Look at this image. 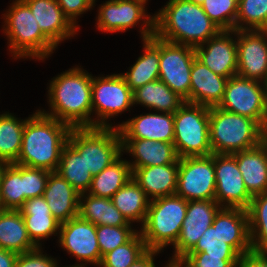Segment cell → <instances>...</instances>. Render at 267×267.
Masks as SVG:
<instances>
[{"instance_id": "44dd1931", "label": "cell", "mask_w": 267, "mask_h": 267, "mask_svg": "<svg viewBox=\"0 0 267 267\" xmlns=\"http://www.w3.org/2000/svg\"><path fill=\"white\" fill-rule=\"evenodd\" d=\"M190 80L189 103L207 107L220 104L228 78L214 73L195 58L191 67Z\"/></svg>"}, {"instance_id": "c3c4849f", "label": "cell", "mask_w": 267, "mask_h": 267, "mask_svg": "<svg viewBox=\"0 0 267 267\" xmlns=\"http://www.w3.org/2000/svg\"><path fill=\"white\" fill-rule=\"evenodd\" d=\"M160 251L148 249L139 259L132 263L129 267H155L154 255ZM172 264L169 262L167 266L170 267Z\"/></svg>"}, {"instance_id": "6da1fadb", "label": "cell", "mask_w": 267, "mask_h": 267, "mask_svg": "<svg viewBox=\"0 0 267 267\" xmlns=\"http://www.w3.org/2000/svg\"><path fill=\"white\" fill-rule=\"evenodd\" d=\"M31 116L26 119L21 150L15 163L56 172L71 127L40 111Z\"/></svg>"}, {"instance_id": "db71d44e", "label": "cell", "mask_w": 267, "mask_h": 267, "mask_svg": "<svg viewBox=\"0 0 267 267\" xmlns=\"http://www.w3.org/2000/svg\"><path fill=\"white\" fill-rule=\"evenodd\" d=\"M263 83H264L265 94H266V98H267V78H266V80Z\"/></svg>"}, {"instance_id": "7bdbcfd3", "label": "cell", "mask_w": 267, "mask_h": 267, "mask_svg": "<svg viewBox=\"0 0 267 267\" xmlns=\"http://www.w3.org/2000/svg\"><path fill=\"white\" fill-rule=\"evenodd\" d=\"M241 257H215L205 252H189L176 265L178 267H238Z\"/></svg>"}, {"instance_id": "d4e9b609", "label": "cell", "mask_w": 267, "mask_h": 267, "mask_svg": "<svg viewBox=\"0 0 267 267\" xmlns=\"http://www.w3.org/2000/svg\"><path fill=\"white\" fill-rule=\"evenodd\" d=\"M121 141L122 150L136 158L132 163L129 162L131 169L173 164L179 160L173 143L147 139H121Z\"/></svg>"}, {"instance_id": "ffe728a7", "label": "cell", "mask_w": 267, "mask_h": 267, "mask_svg": "<svg viewBox=\"0 0 267 267\" xmlns=\"http://www.w3.org/2000/svg\"><path fill=\"white\" fill-rule=\"evenodd\" d=\"M121 139H147L173 143L174 113H147L117 126Z\"/></svg>"}, {"instance_id": "f35d334b", "label": "cell", "mask_w": 267, "mask_h": 267, "mask_svg": "<svg viewBox=\"0 0 267 267\" xmlns=\"http://www.w3.org/2000/svg\"><path fill=\"white\" fill-rule=\"evenodd\" d=\"M235 30H267V0H238Z\"/></svg>"}, {"instance_id": "60d3db41", "label": "cell", "mask_w": 267, "mask_h": 267, "mask_svg": "<svg viewBox=\"0 0 267 267\" xmlns=\"http://www.w3.org/2000/svg\"><path fill=\"white\" fill-rule=\"evenodd\" d=\"M138 231L131 229V226H109L97 225L96 235L102 257L128 242Z\"/></svg>"}, {"instance_id": "ac0fdd59", "label": "cell", "mask_w": 267, "mask_h": 267, "mask_svg": "<svg viewBox=\"0 0 267 267\" xmlns=\"http://www.w3.org/2000/svg\"><path fill=\"white\" fill-rule=\"evenodd\" d=\"M230 30H221L207 42L194 48L195 57L214 73L226 78L237 75V43ZM204 45H207L206 47Z\"/></svg>"}, {"instance_id": "f5cc1de1", "label": "cell", "mask_w": 267, "mask_h": 267, "mask_svg": "<svg viewBox=\"0 0 267 267\" xmlns=\"http://www.w3.org/2000/svg\"><path fill=\"white\" fill-rule=\"evenodd\" d=\"M263 141L267 144V125L264 127V138Z\"/></svg>"}, {"instance_id": "52a82bcc", "label": "cell", "mask_w": 267, "mask_h": 267, "mask_svg": "<svg viewBox=\"0 0 267 267\" xmlns=\"http://www.w3.org/2000/svg\"><path fill=\"white\" fill-rule=\"evenodd\" d=\"M114 127L70 129L68 143L83 156L84 164L93 176L123 155L121 136Z\"/></svg>"}, {"instance_id": "1f68e13d", "label": "cell", "mask_w": 267, "mask_h": 267, "mask_svg": "<svg viewBox=\"0 0 267 267\" xmlns=\"http://www.w3.org/2000/svg\"><path fill=\"white\" fill-rule=\"evenodd\" d=\"M114 206L122 213L126 220L144 223L149 202L143 189L131 178L111 198Z\"/></svg>"}, {"instance_id": "8d00e7d4", "label": "cell", "mask_w": 267, "mask_h": 267, "mask_svg": "<svg viewBox=\"0 0 267 267\" xmlns=\"http://www.w3.org/2000/svg\"><path fill=\"white\" fill-rule=\"evenodd\" d=\"M23 203V165L8 164L1 179L0 209L18 210Z\"/></svg>"}, {"instance_id": "603a6c76", "label": "cell", "mask_w": 267, "mask_h": 267, "mask_svg": "<svg viewBox=\"0 0 267 267\" xmlns=\"http://www.w3.org/2000/svg\"><path fill=\"white\" fill-rule=\"evenodd\" d=\"M43 197L60 223L78 216L80 194L57 172L49 174Z\"/></svg>"}, {"instance_id": "7402d4cb", "label": "cell", "mask_w": 267, "mask_h": 267, "mask_svg": "<svg viewBox=\"0 0 267 267\" xmlns=\"http://www.w3.org/2000/svg\"><path fill=\"white\" fill-rule=\"evenodd\" d=\"M225 243L231 245L241 256L252 249L248 212L241 208L221 207L213 220Z\"/></svg>"}, {"instance_id": "816d5d0a", "label": "cell", "mask_w": 267, "mask_h": 267, "mask_svg": "<svg viewBox=\"0 0 267 267\" xmlns=\"http://www.w3.org/2000/svg\"><path fill=\"white\" fill-rule=\"evenodd\" d=\"M188 1H190V2H192V3H195V4H197V5H202L203 2H204V0H188Z\"/></svg>"}, {"instance_id": "4dcf8cb0", "label": "cell", "mask_w": 267, "mask_h": 267, "mask_svg": "<svg viewBox=\"0 0 267 267\" xmlns=\"http://www.w3.org/2000/svg\"><path fill=\"white\" fill-rule=\"evenodd\" d=\"M80 194L78 216L94 225L130 226L109 198ZM83 197L86 199H83ZM83 200V201H81ZM85 202V203H84Z\"/></svg>"}, {"instance_id": "d6986e66", "label": "cell", "mask_w": 267, "mask_h": 267, "mask_svg": "<svg viewBox=\"0 0 267 267\" xmlns=\"http://www.w3.org/2000/svg\"><path fill=\"white\" fill-rule=\"evenodd\" d=\"M31 10L42 33L57 47L78 29L64 14L57 0H22Z\"/></svg>"}, {"instance_id": "f6af8a7d", "label": "cell", "mask_w": 267, "mask_h": 267, "mask_svg": "<svg viewBox=\"0 0 267 267\" xmlns=\"http://www.w3.org/2000/svg\"><path fill=\"white\" fill-rule=\"evenodd\" d=\"M15 267H57L55 259L42 254L40 247L17 255Z\"/></svg>"}, {"instance_id": "cb8c5ba5", "label": "cell", "mask_w": 267, "mask_h": 267, "mask_svg": "<svg viewBox=\"0 0 267 267\" xmlns=\"http://www.w3.org/2000/svg\"><path fill=\"white\" fill-rule=\"evenodd\" d=\"M179 160L173 164L149 166L132 170V178L151 200L174 195L177 189ZM150 195V196H149Z\"/></svg>"}, {"instance_id": "83f0119b", "label": "cell", "mask_w": 267, "mask_h": 267, "mask_svg": "<svg viewBox=\"0 0 267 267\" xmlns=\"http://www.w3.org/2000/svg\"><path fill=\"white\" fill-rule=\"evenodd\" d=\"M144 53L129 72L121 74L132 91L159 79L160 39L153 35L143 40Z\"/></svg>"}, {"instance_id": "ab89813d", "label": "cell", "mask_w": 267, "mask_h": 267, "mask_svg": "<svg viewBox=\"0 0 267 267\" xmlns=\"http://www.w3.org/2000/svg\"><path fill=\"white\" fill-rule=\"evenodd\" d=\"M201 6L221 30H235L238 0H204Z\"/></svg>"}, {"instance_id": "9a60e30c", "label": "cell", "mask_w": 267, "mask_h": 267, "mask_svg": "<svg viewBox=\"0 0 267 267\" xmlns=\"http://www.w3.org/2000/svg\"><path fill=\"white\" fill-rule=\"evenodd\" d=\"M220 208L216 200L188 201L186 217L183 220L179 237L173 245L175 254L170 260L171 264H176L195 247L202 234L213 224L214 217Z\"/></svg>"}, {"instance_id": "484cf974", "label": "cell", "mask_w": 267, "mask_h": 267, "mask_svg": "<svg viewBox=\"0 0 267 267\" xmlns=\"http://www.w3.org/2000/svg\"><path fill=\"white\" fill-rule=\"evenodd\" d=\"M243 177L248 192L255 196L267 192V144L232 154Z\"/></svg>"}, {"instance_id": "f1b7e54d", "label": "cell", "mask_w": 267, "mask_h": 267, "mask_svg": "<svg viewBox=\"0 0 267 267\" xmlns=\"http://www.w3.org/2000/svg\"><path fill=\"white\" fill-rule=\"evenodd\" d=\"M36 248L19 210L0 209V249L21 254Z\"/></svg>"}, {"instance_id": "f907efd6", "label": "cell", "mask_w": 267, "mask_h": 267, "mask_svg": "<svg viewBox=\"0 0 267 267\" xmlns=\"http://www.w3.org/2000/svg\"><path fill=\"white\" fill-rule=\"evenodd\" d=\"M8 164H9L8 162H4L0 160V187H1V179H2L3 173Z\"/></svg>"}, {"instance_id": "836d02e7", "label": "cell", "mask_w": 267, "mask_h": 267, "mask_svg": "<svg viewBox=\"0 0 267 267\" xmlns=\"http://www.w3.org/2000/svg\"><path fill=\"white\" fill-rule=\"evenodd\" d=\"M56 172L66 179L79 194L89 191L93 175L87 170L83 156L68 142L63 147Z\"/></svg>"}, {"instance_id": "f546056e", "label": "cell", "mask_w": 267, "mask_h": 267, "mask_svg": "<svg viewBox=\"0 0 267 267\" xmlns=\"http://www.w3.org/2000/svg\"><path fill=\"white\" fill-rule=\"evenodd\" d=\"M133 103L143 104L161 113H175L185 100L158 79L134 90Z\"/></svg>"}, {"instance_id": "5bb4252c", "label": "cell", "mask_w": 267, "mask_h": 267, "mask_svg": "<svg viewBox=\"0 0 267 267\" xmlns=\"http://www.w3.org/2000/svg\"><path fill=\"white\" fill-rule=\"evenodd\" d=\"M214 169L217 203L221 207L247 210L253 196L245 186L236 158L231 154H214Z\"/></svg>"}, {"instance_id": "b9f144b4", "label": "cell", "mask_w": 267, "mask_h": 267, "mask_svg": "<svg viewBox=\"0 0 267 267\" xmlns=\"http://www.w3.org/2000/svg\"><path fill=\"white\" fill-rule=\"evenodd\" d=\"M190 252H205L215 257H242L231 245L225 243L217 227L212 225L202 234Z\"/></svg>"}, {"instance_id": "11a10c76", "label": "cell", "mask_w": 267, "mask_h": 267, "mask_svg": "<svg viewBox=\"0 0 267 267\" xmlns=\"http://www.w3.org/2000/svg\"><path fill=\"white\" fill-rule=\"evenodd\" d=\"M84 265H86V264H80V265L78 264V265H75V266H72V267H84Z\"/></svg>"}, {"instance_id": "30bf717a", "label": "cell", "mask_w": 267, "mask_h": 267, "mask_svg": "<svg viewBox=\"0 0 267 267\" xmlns=\"http://www.w3.org/2000/svg\"><path fill=\"white\" fill-rule=\"evenodd\" d=\"M214 154L179 158L176 195L186 201L215 200Z\"/></svg>"}, {"instance_id": "d6a6232c", "label": "cell", "mask_w": 267, "mask_h": 267, "mask_svg": "<svg viewBox=\"0 0 267 267\" xmlns=\"http://www.w3.org/2000/svg\"><path fill=\"white\" fill-rule=\"evenodd\" d=\"M132 178L130 164L119 157L99 174L93 176L90 195L111 199Z\"/></svg>"}, {"instance_id": "681fc988", "label": "cell", "mask_w": 267, "mask_h": 267, "mask_svg": "<svg viewBox=\"0 0 267 267\" xmlns=\"http://www.w3.org/2000/svg\"><path fill=\"white\" fill-rule=\"evenodd\" d=\"M17 253L0 249V267H15Z\"/></svg>"}, {"instance_id": "9f6ffc18", "label": "cell", "mask_w": 267, "mask_h": 267, "mask_svg": "<svg viewBox=\"0 0 267 267\" xmlns=\"http://www.w3.org/2000/svg\"><path fill=\"white\" fill-rule=\"evenodd\" d=\"M170 267H178L176 264H172Z\"/></svg>"}, {"instance_id": "ba28073f", "label": "cell", "mask_w": 267, "mask_h": 267, "mask_svg": "<svg viewBox=\"0 0 267 267\" xmlns=\"http://www.w3.org/2000/svg\"><path fill=\"white\" fill-rule=\"evenodd\" d=\"M210 107L185 102L174 113V148L178 158L212 154L209 133Z\"/></svg>"}, {"instance_id": "2e32d148", "label": "cell", "mask_w": 267, "mask_h": 267, "mask_svg": "<svg viewBox=\"0 0 267 267\" xmlns=\"http://www.w3.org/2000/svg\"><path fill=\"white\" fill-rule=\"evenodd\" d=\"M237 35V75L264 82L267 78V30H233Z\"/></svg>"}, {"instance_id": "5b68a950", "label": "cell", "mask_w": 267, "mask_h": 267, "mask_svg": "<svg viewBox=\"0 0 267 267\" xmlns=\"http://www.w3.org/2000/svg\"><path fill=\"white\" fill-rule=\"evenodd\" d=\"M187 205L188 201L176 194L149 202L140 230L147 249L161 251L168 244L176 243L186 217Z\"/></svg>"}, {"instance_id": "7a4b0ae2", "label": "cell", "mask_w": 267, "mask_h": 267, "mask_svg": "<svg viewBox=\"0 0 267 267\" xmlns=\"http://www.w3.org/2000/svg\"><path fill=\"white\" fill-rule=\"evenodd\" d=\"M50 113H41L67 123L71 128L94 127L92 76L75 67L54 78L49 87ZM53 110V111H52Z\"/></svg>"}, {"instance_id": "3957f363", "label": "cell", "mask_w": 267, "mask_h": 267, "mask_svg": "<svg viewBox=\"0 0 267 267\" xmlns=\"http://www.w3.org/2000/svg\"><path fill=\"white\" fill-rule=\"evenodd\" d=\"M221 29L201 5L188 0H169L155 14V36L164 41L197 47L216 36Z\"/></svg>"}, {"instance_id": "8fae6325", "label": "cell", "mask_w": 267, "mask_h": 267, "mask_svg": "<svg viewBox=\"0 0 267 267\" xmlns=\"http://www.w3.org/2000/svg\"><path fill=\"white\" fill-rule=\"evenodd\" d=\"M134 105L133 91L127 85L121 74H113L106 77L92 76V112L94 109L97 120L94 127H112L106 122Z\"/></svg>"}, {"instance_id": "e0dca14e", "label": "cell", "mask_w": 267, "mask_h": 267, "mask_svg": "<svg viewBox=\"0 0 267 267\" xmlns=\"http://www.w3.org/2000/svg\"><path fill=\"white\" fill-rule=\"evenodd\" d=\"M59 231V243L68 253L83 262L100 265L96 225L77 216L61 223Z\"/></svg>"}, {"instance_id": "277c9868", "label": "cell", "mask_w": 267, "mask_h": 267, "mask_svg": "<svg viewBox=\"0 0 267 267\" xmlns=\"http://www.w3.org/2000/svg\"><path fill=\"white\" fill-rule=\"evenodd\" d=\"M209 133L212 154H234L256 147L264 138V129L253 119L225 111L209 109Z\"/></svg>"}, {"instance_id": "4fadbf2b", "label": "cell", "mask_w": 267, "mask_h": 267, "mask_svg": "<svg viewBox=\"0 0 267 267\" xmlns=\"http://www.w3.org/2000/svg\"><path fill=\"white\" fill-rule=\"evenodd\" d=\"M146 2L142 0H109L99 7L97 28L101 31H126L140 20H144L142 27L143 40L155 34V16L145 13Z\"/></svg>"}, {"instance_id": "8992f818", "label": "cell", "mask_w": 267, "mask_h": 267, "mask_svg": "<svg viewBox=\"0 0 267 267\" xmlns=\"http://www.w3.org/2000/svg\"><path fill=\"white\" fill-rule=\"evenodd\" d=\"M5 34L14 58L35 57L44 59L56 46L42 33L30 8L15 0L5 15Z\"/></svg>"}, {"instance_id": "e575fe53", "label": "cell", "mask_w": 267, "mask_h": 267, "mask_svg": "<svg viewBox=\"0 0 267 267\" xmlns=\"http://www.w3.org/2000/svg\"><path fill=\"white\" fill-rule=\"evenodd\" d=\"M26 120H17L9 113L0 115V160L15 163L18 160Z\"/></svg>"}, {"instance_id": "7dc6e473", "label": "cell", "mask_w": 267, "mask_h": 267, "mask_svg": "<svg viewBox=\"0 0 267 267\" xmlns=\"http://www.w3.org/2000/svg\"><path fill=\"white\" fill-rule=\"evenodd\" d=\"M238 267H267V251L247 252L241 257Z\"/></svg>"}, {"instance_id": "d590c367", "label": "cell", "mask_w": 267, "mask_h": 267, "mask_svg": "<svg viewBox=\"0 0 267 267\" xmlns=\"http://www.w3.org/2000/svg\"><path fill=\"white\" fill-rule=\"evenodd\" d=\"M247 212L252 249L267 251V192L253 196Z\"/></svg>"}, {"instance_id": "bcb514c9", "label": "cell", "mask_w": 267, "mask_h": 267, "mask_svg": "<svg viewBox=\"0 0 267 267\" xmlns=\"http://www.w3.org/2000/svg\"><path fill=\"white\" fill-rule=\"evenodd\" d=\"M57 2L74 25H76V17L88 11L95 4V0H57Z\"/></svg>"}, {"instance_id": "74e56055", "label": "cell", "mask_w": 267, "mask_h": 267, "mask_svg": "<svg viewBox=\"0 0 267 267\" xmlns=\"http://www.w3.org/2000/svg\"><path fill=\"white\" fill-rule=\"evenodd\" d=\"M147 247L138 231L128 242L106 253L101 260V267H129L139 259Z\"/></svg>"}, {"instance_id": "7c38bea8", "label": "cell", "mask_w": 267, "mask_h": 267, "mask_svg": "<svg viewBox=\"0 0 267 267\" xmlns=\"http://www.w3.org/2000/svg\"><path fill=\"white\" fill-rule=\"evenodd\" d=\"M194 47L160 39L159 80L189 103Z\"/></svg>"}, {"instance_id": "9c48e42d", "label": "cell", "mask_w": 267, "mask_h": 267, "mask_svg": "<svg viewBox=\"0 0 267 267\" xmlns=\"http://www.w3.org/2000/svg\"><path fill=\"white\" fill-rule=\"evenodd\" d=\"M263 82L231 76L222 101L217 106L225 111L255 120L263 129L267 125V98Z\"/></svg>"}, {"instance_id": "4316f807", "label": "cell", "mask_w": 267, "mask_h": 267, "mask_svg": "<svg viewBox=\"0 0 267 267\" xmlns=\"http://www.w3.org/2000/svg\"><path fill=\"white\" fill-rule=\"evenodd\" d=\"M18 210L29 238L37 247H40V239L49 238L60 230L61 223L53 217L43 196L27 199Z\"/></svg>"}, {"instance_id": "ee69618b", "label": "cell", "mask_w": 267, "mask_h": 267, "mask_svg": "<svg viewBox=\"0 0 267 267\" xmlns=\"http://www.w3.org/2000/svg\"><path fill=\"white\" fill-rule=\"evenodd\" d=\"M51 171L23 166L24 202L29 198L43 196Z\"/></svg>"}]
</instances>
